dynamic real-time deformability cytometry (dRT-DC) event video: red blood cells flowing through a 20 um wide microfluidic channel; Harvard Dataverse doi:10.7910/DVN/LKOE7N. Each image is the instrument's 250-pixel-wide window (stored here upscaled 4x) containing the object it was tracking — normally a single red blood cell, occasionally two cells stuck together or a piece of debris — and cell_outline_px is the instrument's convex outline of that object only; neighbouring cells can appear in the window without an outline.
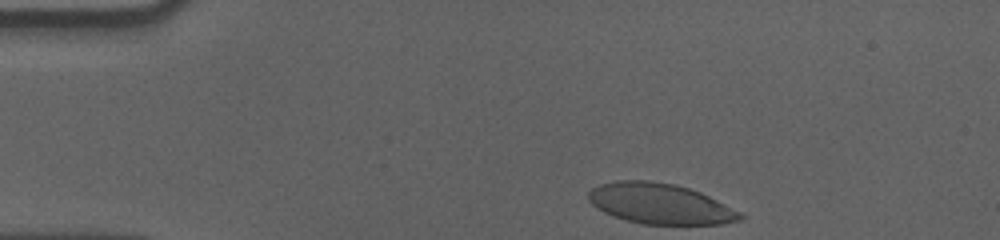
{"species": "human", "species_latin": "Homo sapiens", "temperature_condition": "cold", "stored_images_in_passage": 38, "camera_frame_rate_fps": 3000, "um_per_image_px": 0.085, "donor": {"sex": "male"}, "frame": {"image": 1, "passage_image": 1, "time_ms": 0.0, "image_size_px": [1000, 240], "cell_outline_px": [[744, 216], [740, 220], [724, 224], [644, 224], [628, 220], [604, 212], [596, 208], [588, 200], [588, 192], [592, 188], [600, 184], [616, 180], [648, 180], [676, 184], [700, 192], [740, 212]], "centroid_in_image_um": [56.08, 17.3], "position_along_channel_um": 28.9, "area_um2": 35.6}}
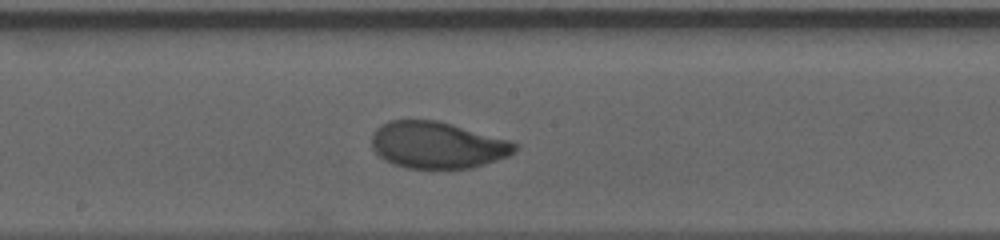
{"frame": {"image": 2, "passage_image": 22, "time_ms": 7.0, "image_size_px": [1000, 240], "cell_outline_px": [[520, 148], [516, 152], [508, 156], [472, 168], [404, 168], [392, 164], [384, 160], [372, 148], [372, 132], [376, 128], [388, 120], [436, 120], [452, 124], [508, 140], [520, 144]], "centroid_in_image_um": [37.17, 12.33], "position_along_channel_um": 211.0, "area_um2": 39.07}}
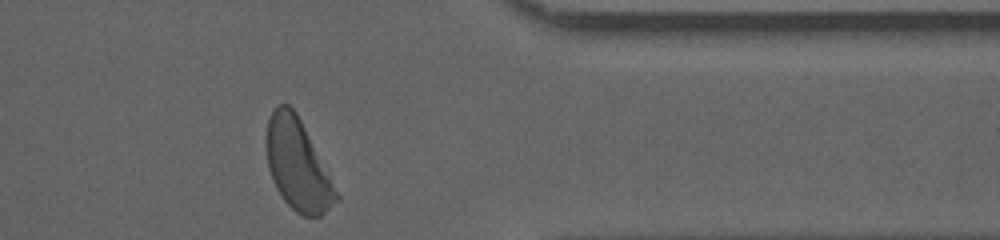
{"frame": {"image": 3, "passage_image": 38, "time_ms": 12.333, "image_size_px": [1000, 240], "cell_outline_px": [[340, 200], [320, 216], [304, 216], [296, 212], [284, 200], [276, 188], [272, 180], [268, 168], [264, 144], [268, 120], [276, 104], [288, 104], [296, 112], [340, 196]], "centroid_in_image_um": [25.27, 14.01], "position_along_channel_um": 386.1, "area_um2": 36.82}, "authors_computed_cell_mechanics": {"area_um2": 39.015, "velocity_mm_per_s": 3.5352, "shape_relaxation_time_tau1_ms": 3.5203, "shape_relaxation_time_tau2_ms": 0.7599, "deformation_change_tau1": 0.1765, "deformation_change_tau2": 0.0544}}